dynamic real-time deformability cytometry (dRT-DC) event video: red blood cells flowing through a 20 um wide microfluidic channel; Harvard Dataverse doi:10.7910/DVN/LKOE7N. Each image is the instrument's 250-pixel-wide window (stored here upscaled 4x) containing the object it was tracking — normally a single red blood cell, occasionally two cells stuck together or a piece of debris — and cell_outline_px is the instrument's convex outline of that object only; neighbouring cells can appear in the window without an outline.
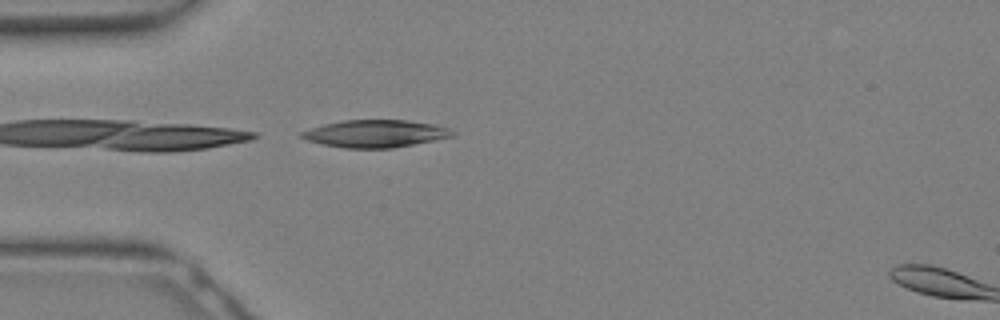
{"species": "Egyptian fruit bat (a non-hibernating species)", "species_latin": "Rousettus aegyptiacus", "temperature_condition": "warm", "stored_images_in_passage": 10, "camera_frame_rate_fps": 3000, "um_per_image_px": 0.085, "animal": {"sex": "female"}, "frame": {"image": 1, "passage_image": 9, "time_ms": 2.667, "image_size_px": [1000, 320], "cell_outline_px": [[456, 136], [392, 148], [344, 148], [324, 144], [308, 140], [300, 136], [300, 132], [324, 124], [344, 120], [408, 120], [436, 124], [452, 128], [456, 132]], "centroid_in_image_um": [32.0, 11.35], "position_along_channel_um": 53.0, "area_um2": 24.16}}